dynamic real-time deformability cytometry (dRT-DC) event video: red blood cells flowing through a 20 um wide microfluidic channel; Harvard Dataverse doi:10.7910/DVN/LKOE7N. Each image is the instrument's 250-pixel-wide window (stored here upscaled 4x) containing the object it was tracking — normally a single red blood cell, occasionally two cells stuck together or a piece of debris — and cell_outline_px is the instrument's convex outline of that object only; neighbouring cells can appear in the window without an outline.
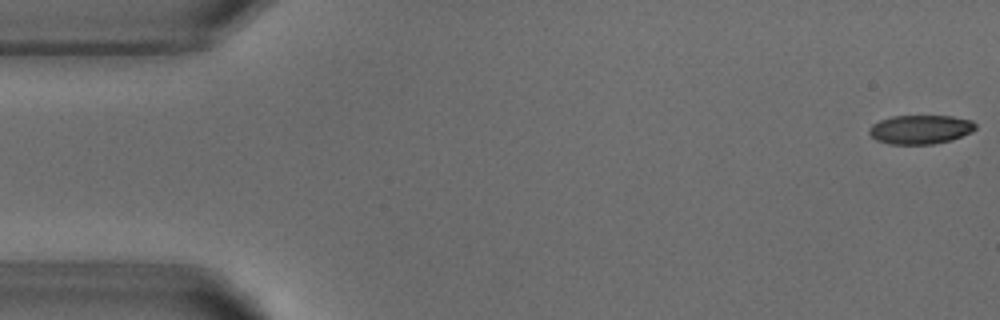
{"species": "common noctule bat (a hibernating species)", "species_latin": "Nyctalus noctula", "temperature_condition": "warm", "stored_images_in_passage": 52, "camera_frame_rate_fps": 3000, "um_per_image_px": 0.085, "animal": {"sex": "male", "body_mass_g": 18.8}, "frame": {"image": 1, "passage_image": 1, "time_ms": 0.0, "image_size_px": [1000, 320], "cell_outline_px": [[976, 128], [972, 132], [952, 140], [932, 144], [888, 144], [876, 140], [868, 132], [868, 128], [872, 124], [880, 120], [892, 116], [952, 116], [972, 120], [976, 124]], "centroid_in_image_um": [78.23, 11.0], "position_along_channel_um": 6.8, "area_um2": 18.09}}
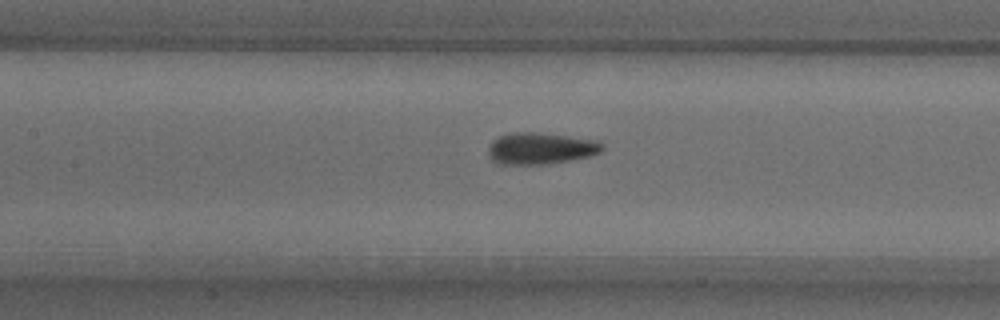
{"frame": {"image": 2, "passage_image": 23, "time_ms": 7.333, "image_size_px": [1000, 320], "cell_outline_px": [[604, 148], [600, 152], [592, 156], [548, 164], [496, 164], [492, 160], [488, 152], [488, 148], [492, 140], [500, 136], [512, 132], [536, 132], [600, 140], [604, 144]], "centroid_in_image_um": [45.98, 12.61], "position_along_channel_um": 161.4, "area_um2": 21.27}}
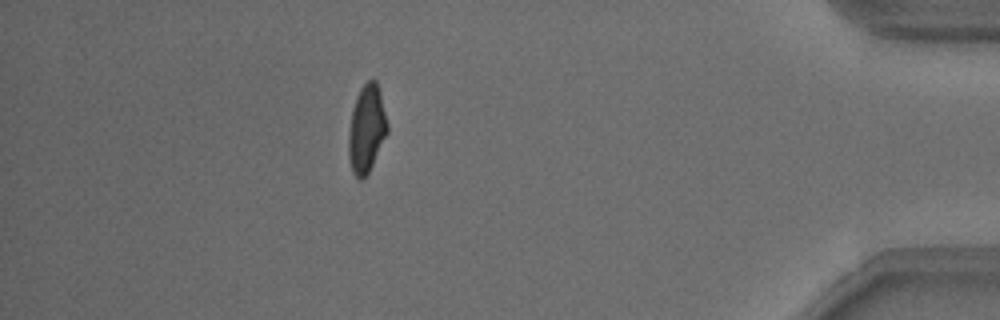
{"frame": {"image": 3, "passage_image": 46, "time_ms": 15.0, "image_size_px": [1000, 320], "cell_outline_px": [[388, 132], [368, 172], [360, 180], [352, 172], [348, 156], [348, 132], [352, 108], [356, 96], [360, 88], [368, 80], [376, 80], [380, 92], [388, 124]], "centroid_in_image_um": [31.14, 10.93], "position_along_channel_um": 404.1, "area_um2": 19.77}, "authors_computed_cell_mechanics": {"area_um2": 19.941, "velocity_mm_per_s": 3.8336, "shape_relaxation_time_tau1_ms": 4.2955, "shape_relaxation_time_tau2_ms": 1.2663, "deformation_change_tau1": 0.1918, "deformation_change_tau2": 0.0881}}